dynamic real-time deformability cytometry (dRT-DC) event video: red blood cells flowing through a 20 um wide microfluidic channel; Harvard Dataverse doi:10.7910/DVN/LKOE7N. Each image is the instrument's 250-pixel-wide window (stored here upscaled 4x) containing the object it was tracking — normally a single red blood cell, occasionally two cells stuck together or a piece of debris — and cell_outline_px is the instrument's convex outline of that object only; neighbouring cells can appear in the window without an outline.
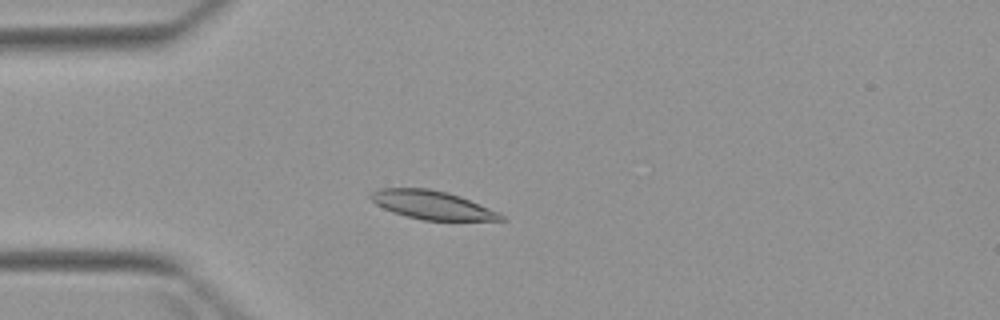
{"species": "Egyptian fruit bat (a non-hibernating species)", "species_latin": "Rousettus aegyptiacus", "temperature_condition": "warm", "stored_images_in_passage": 3, "camera_frame_rate_fps": 3000, "um_per_image_px": 0.085, "animal": {"sex": "female"}, "frame": {"image": 1, "passage_image": 3, "time_ms": 3.333, "image_size_px": [1000, 320], "cell_outline_px": [[508, 220], [424, 220], [392, 212], [376, 204], [368, 196], [372, 192], [380, 188], [428, 188], [448, 192], [460, 196], [500, 212]], "centroid_in_image_um": [36.75, 17.42], "position_along_channel_um": 48.3, "area_um2": 21.56}}